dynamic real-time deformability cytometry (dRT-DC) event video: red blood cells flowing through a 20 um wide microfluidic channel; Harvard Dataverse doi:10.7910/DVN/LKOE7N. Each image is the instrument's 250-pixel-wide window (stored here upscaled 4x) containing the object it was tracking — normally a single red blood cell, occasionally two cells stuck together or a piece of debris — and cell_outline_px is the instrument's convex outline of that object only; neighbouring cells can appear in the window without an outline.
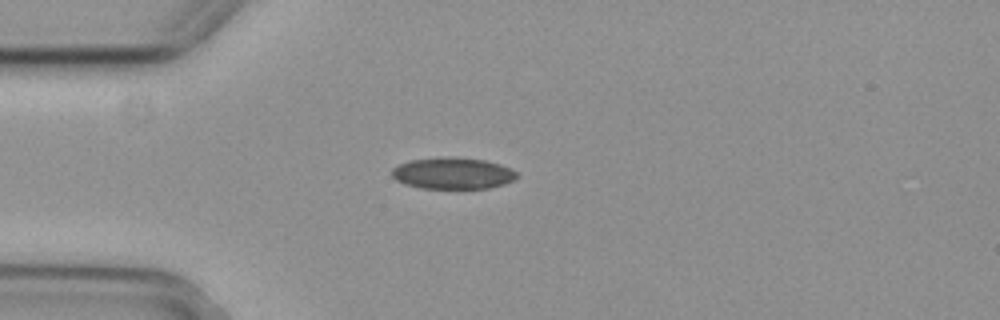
{"species": "common noctule bat (a hibernating species)", "species_latin": "Nyctalus noctula", "temperature_condition": "cold", "stored_images_in_passage": 3, "camera_frame_rate_fps": 3000, "um_per_image_px": 0.085, "animal": {"sex": "female", "body_mass_g": 29.2, "forearm_length_mm": 56.3}, "frame": {"image": 1, "passage_image": 2, "time_ms": 0.333, "image_size_px": [1000, 320], "cell_outline_px": [[516, 176], [512, 180], [504, 184], [488, 188], [420, 188], [404, 184], [396, 180], [392, 176], [392, 168], [400, 164], [412, 160], [448, 156], [484, 160], [500, 164], [516, 172]], "centroid_in_image_um": [38.45, 14.73], "position_along_channel_um": 46.6, "area_um2": 22.72}}